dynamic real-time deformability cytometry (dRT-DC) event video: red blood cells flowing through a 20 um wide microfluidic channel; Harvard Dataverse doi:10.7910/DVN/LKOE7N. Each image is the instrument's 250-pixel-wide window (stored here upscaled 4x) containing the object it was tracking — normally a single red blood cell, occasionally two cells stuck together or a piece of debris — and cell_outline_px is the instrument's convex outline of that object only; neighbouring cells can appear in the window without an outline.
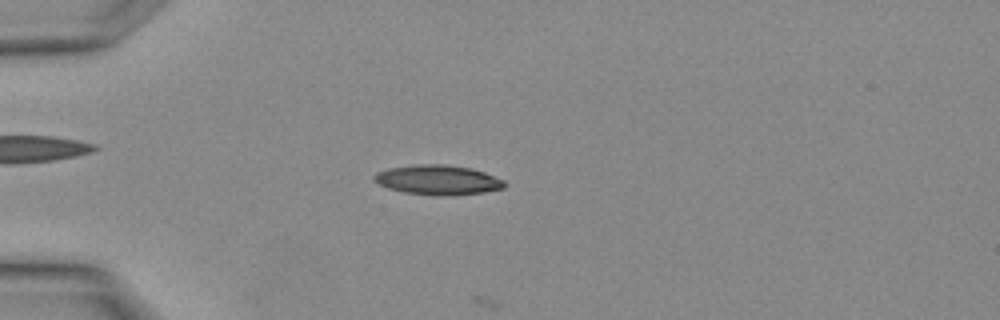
{"species": "Egyptian fruit bat (a non-hibernating species)", "species_latin": "Rousettus aegyptiacus", "temperature_condition": "warm", "stored_images_in_passage": 2, "camera_frame_rate_fps": 3000, "um_per_image_px": 0.085, "animal": {"sex": "female"}, "frame": {"image": 1, "passage_image": 2, "time_ms": 0.333, "image_size_px": [1000, 320], "cell_outline_px": [[504, 188], [484, 192], [440, 196], [436, 196], [404, 192], [388, 188], [372, 180], [372, 176], [376, 172], [388, 168], [416, 164], [444, 164], [472, 168], [484, 172], [504, 180]], "centroid_in_image_um": [37.18, 15.28], "position_along_channel_um": 47.8, "area_um2": 22.6}}